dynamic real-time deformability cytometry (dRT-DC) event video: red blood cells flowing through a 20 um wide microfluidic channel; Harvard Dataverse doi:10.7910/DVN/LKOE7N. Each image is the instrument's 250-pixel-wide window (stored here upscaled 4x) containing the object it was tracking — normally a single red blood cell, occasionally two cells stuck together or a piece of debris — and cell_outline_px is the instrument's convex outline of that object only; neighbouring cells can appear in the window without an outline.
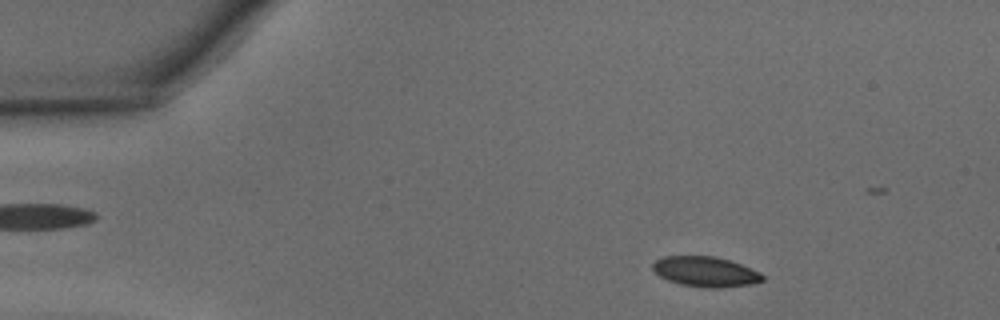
{"species": "common noctule bat (a hibernating species)", "species_latin": "Nyctalus noctula", "temperature_condition": "warm", "stored_images_in_passage": 13, "camera_frame_rate_fps": 3000, "um_per_image_px": 0.085, "animal": {"sex": "male", "body_mass_g": 15.6}, "frame": {"image": 1, "passage_image": 6, "time_ms": 1.667, "image_size_px": [1000, 320], "cell_outline_px": [[764, 280], [752, 284], [720, 288], [704, 288], [680, 284], [668, 280], [660, 276], [652, 268], [652, 264], [656, 260], [664, 256], [716, 256], [740, 264], [760, 272], [764, 276]], "centroid_in_image_um": [59.97, 23.1], "position_along_channel_um": 25.0, "area_um2": 19.31}}